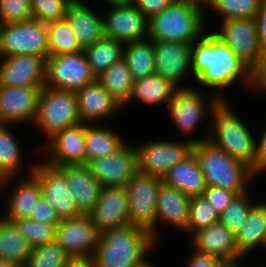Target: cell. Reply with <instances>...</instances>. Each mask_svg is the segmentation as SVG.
<instances>
[{
	"mask_svg": "<svg viewBox=\"0 0 266 267\" xmlns=\"http://www.w3.org/2000/svg\"><path fill=\"white\" fill-rule=\"evenodd\" d=\"M205 16L198 8L174 1L149 19L148 38L153 42L193 43L208 28Z\"/></svg>",
	"mask_w": 266,
	"mask_h": 267,
	"instance_id": "cell-5",
	"label": "cell"
},
{
	"mask_svg": "<svg viewBox=\"0 0 266 267\" xmlns=\"http://www.w3.org/2000/svg\"><path fill=\"white\" fill-rule=\"evenodd\" d=\"M176 87L163 77L153 74L134 81L129 101L122 107L124 109L134 100L146 106H159L166 104L168 107ZM133 100V101H132Z\"/></svg>",
	"mask_w": 266,
	"mask_h": 267,
	"instance_id": "cell-31",
	"label": "cell"
},
{
	"mask_svg": "<svg viewBox=\"0 0 266 267\" xmlns=\"http://www.w3.org/2000/svg\"><path fill=\"white\" fill-rule=\"evenodd\" d=\"M231 107L229 101H221L212 111L209 119L211 121L208 120L211 125L208 124L210 131L207 140L235 160L247 165L255 175L257 136H253L254 132Z\"/></svg>",
	"mask_w": 266,
	"mask_h": 267,
	"instance_id": "cell-3",
	"label": "cell"
},
{
	"mask_svg": "<svg viewBox=\"0 0 266 267\" xmlns=\"http://www.w3.org/2000/svg\"><path fill=\"white\" fill-rule=\"evenodd\" d=\"M41 146L48 160L45 163L53 167L66 165H86L85 123H79L57 132ZM46 148V149H45Z\"/></svg>",
	"mask_w": 266,
	"mask_h": 267,
	"instance_id": "cell-16",
	"label": "cell"
},
{
	"mask_svg": "<svg viewBox=\"0 0 266 267\" xmlns=\"http://www.w3.org/2000/svg\"><path fill=\"white\" fill-rule=\"evenodd\" d=\"M192 152L199 162L206 186H217L239 195L246 193L250 187L248 185L257 179L251 168L208 140L194 143Z\"/></svg>",
	"mask_w": 266,
	"mask_h": 267,
	"instance_id": "cell-4",
	"label": "cell"
},
{
	"mask_svg": "<svg viewBox=\"0 0 266 267\" xmlns=\"http://www.w3.org/2000/svg\"><path fill=\"white\" fill-rule=\"evenodd\" d=\"M104 1L109 7L134 4V0H104Z\"/></svg>",
	"mask_w": 266,
	"mask_h": 267,
	"instance_id": "cell-54",
	"label": "cell"
},
{
	"mask_svg": "<svg viewBox=\"0 0 266 267\" xmlns=\"http://www.w3.org/2000/svg\"><path fill=\"white\" fill-rule=\"evenodd\" d=\"M31 252L29 242L0 216V259L25 266Z\"/></svg>",
	"mask_w": 266,
	"mask_h": 267,
	"instance_id": "cell-35",
	"label": "cell"
},
{
	"mask_svg": "<svg viewBox=\"0 0 266 267\" xmlns=\"http://www.w3.org/2000/svg\"><path fill=\"white\" fill-rule=\"evenodd\" d=\"M237 194L217 186H207L203 196L220 215Z\"/></svg>",
	"mask_w": 266,
	"mask_h": 267,
	"instance_id": "cell-45",
	"label": "cell"
},
{
	"mask_svg": "<svg viewBox=\"0 0 266 267\" xmlns=\"http://www.w3.org/2000/svg\"><path fill=\"white\" fill-rule=\"evenodd\" d=\"M69 255L54 240L32 248L24 267H65Z\"/></svg>",
	"mask_w": 266,
	"mask_h": 267,
	"instance_id": "cell-42",
	"label": "cell"
},
{
	"mask_svg": "<svg viewBox=\"0 0 266 267\" xmlns=\"http://www.w3.org/2000/svg\"><path fill=\"white\" fill-rule=\"evenodd\" d=\"M0 267H24V266L0 259Z\"/></svg>",
	"mask_w": 266,
	"mask_h": 267,
	"instance_id": "cell-56",
	"label": "cell"
},
{
	"mask_svg": "<svg viewBox=\"0 0 266 267\" xmlns=\"http://www.w3.org/2000/svg\"><path fill=\"white\" fill-rule=\"evenodd\" d=\"M137 267H155V265H153L151 262H149V260H146L145 262H143L141 265H139Z\"/></svg>",
	"mask_w": 266,
	"mask_h": 267,
	"instance_id": "cell-57",
	"label": "cell"
},
{
	"mask_svg": "<svg viewBox=\"0 0 266 267\" xmlns=\"http://www.w3.org/2000/svg\"><path fill=\"white\" fill-rule=\"evenodd\" d=\"M78 114L82 123L96 124L111 118L122 107L111 94L95 80L76 91ZM115 113V114H114Z\"/></svg>",
	"mask_w": 266,
	"mask_h": 267,
	"instance_id": "cell-24",
	"label": "cell"
},
{
	"mask_svg": "<svg viewBox=\"0 0 266 267\" xmlns=\"http://www.w3.org/2000/svg\"><path fill=\"white\" fill-rule=\"evenodd\" d=\"M162 178L137 171L125 186L128 194L129 224L155 228L156 207Z\"/></svg>",
	"mask_w": 266,
	"mask_h": 267,
	"instance_id": "cell-11",
	"label": "cell"
},
{
	"mask_svg": "<svg viewBox=\"0 0 266 267\" xmlns=\"http://www.w3.org/2000/svg\"><path fill=\"white\" fill-rule=\"evenodd\" d=\"M65 175L68 188L74 196L78 210L87 215L100 197L102 185L94 178L86 165L58 167Z\"/></svg>",
	"mask_w": 266,
	"mask_h": 267,
	"instance_id": "cell-27",
	"label": "cell"
},
{
	"mask_svg": "<svg viewBox=\"0 0 266 267\" xmlns=\"http://www.w3.org/2000/svg\"><path fill=\"white\" fill-rule=\"evenodd\" d=\"M24 237L32 248L55 240L56 226L34 221L30 218L5 219Z\"/></svg>",
	"mask_w": 266,
	"mask_h": 267,
	"instance_id": "cell-39",
	"label": "cell"
},
{
	"mask_svg": "<svg viewBox=\"0 0 266 267\" xmlns=\"http://www.w3.org/2000/svg\"><path fill=\"white\" fill-rule=\"evenodd\" d=\"M244 257H240L238 259H234V260H225L220 267H246V266H242V264L240 263ZM240 263V264H239Z\"/></svg>",
	"mask_w": 266,
	"mask_h": 267,
	"instance_id": "cell-55",
	"label": "cell"
},
{
	"mask_svg": "<svg viewBox=\"0 0 266 267\" xmlns=\"http://www.w3.org/2000/svg\"><path fill=\"white\" fill-rule=\"evenodd\" d=\"M0 85L44 86L46 60L36 55H14L0 59Z\"/></svg>",
	"mask_w": 266,
	"mask_h": 267,
	"instance_id": "cell-22",
	"label": "cell"
},
{
	"mask_svg": "<svg viewBox=\"0 0 266 267\" xmlns=\"http://www.w3.org/2000/svg\"><path fill=\"white\" fill-rule=\"evenodd\" d=\"M74 0H30L32 17L42 23L65 19L70 4Z\"/></svg>",
	"mask_w": 266,
	"mask_h": 267,
	"instance_id": "cell-43",
	"label": "cell"
},
{
	"mask_svg": "<svg viewBox=\"0 0 266 267\" xmlns=\"http://www.w3.org/2000/svg\"><path fill=\"white\" fill-rule=\"evenodd\" d=\"M264 128L259 137L260 139L256 140L255 177L257 178L266 171V125H264Z\"/></svg>",
	"mask_w": 266,
	"mask_h": 267,
	"instance_id": "cell-49",
	"label": "cell"
},
{
	"mask_svg": "<svg viewBox=\"0 0 266 267\" xmlns=\"http://www.w3.org/2000/svg\"><path fill=\"white\" fill-rule=\"evenodd\" d=\"M36 55L49 57L47 24L35 19L0 25V57Z\"/></svg>",
	"mask_w": 266,
	"mask_h": 267,
	"instance_id": "cell-8",
	"label": "cell"
},
{
	"mask_svg": "<svg viewBox=\"0 0 266 267\" xmlns=\"http://www.w3.org/2000/svg\"><path fill=\"white\" fill-rule=\"evenodd\" d=\"M39 182L42 198L56 210L60 220L77 218L83 215L77 208L74 196L68 188L64 173L44 161L35 162L31 173Z\"/></svg>",
	"mask_w": 266,
	"mask_h": 267,
	"instance_id": "cell-13",
	"label": "cell"
},
{
	"mask_svg": "<svg viewBox=\"0 0 266 267\" xmlns=\"http://www.w3.org/2000/svg\"><path fill=\"white\" fill-rule=\"evenodd\" d=\"M257 23L258 37L261 48L266 49V0H263L261 8L255 16Z\"/></svg>",
	"mask_w": 266,
	"mask_h": 267,
	"instance_id": "cell-51",
	"label": "cell"
},
{
	"mask_svg": "<svg viewBox=\"0 0 266 267\" xmlns=\"http://www.w3.org/2000/svg\"><path fill=\"white\" fill-rule=\"evenodd\" d=\"M33 19L30 0H0V25Z\"/></svg>",
	"mask_w": 266,
	"mask_h": 267,
	"instance_id": "cell-44",
	"label": "cell"
},
{
	"mask_svg": "<svg viewBox=\"0 0 266 267\" xmlns=\"http://www.w3.org/2000/svg\"><path fill=\"white\" fill-rule=\"evenodd\" d=\"M47 31L49 56L73 54L82 50L79 47L77 38L66 19L48 23Z\"/></svg>",
	"mask_w": 266,
	"mask_h": 267,
	"instance_id": "cell-37",
	"label": "cell"
},
{
	"mask_svg": "<svg viewBox=\"0 0 266 267\" xmlns=\"http://www.w3.org/2000/svg\"><path fill=\"white\" fill-rule=\"evenodd\" d=\"M13 125L0 124V180L10 177L24 176V168L31 174L35 165L31 162L28 167L23 165L25 158L21 150V144L12 131L9 129ZM24 166V167H23ZM23 167V168H22Z\"/></svg>",
	"mask_w": 266,
	"mask_h": 267,
	"instance_id": "cell-30",
	"label": "cell"
},
{
	"mask_svg": "<svg viewBox=\"0 0 266 267\" xmlns=\"http://www.w3.org/2000/svg\"><path fill=\"white\" fill-rule=\"evenodd\" d=\"M221 28L211 31L252 71L262 56L255 17L221 21Z\"/></svg>",
	"mask_w": 266,
	"mask_h": 267,
	"instance_id": "cell-12",
	"label": "cell"
},
{
	"mask_svg": "<svg viewBox=\"0 0 266 267\" xmlns=\"http://www.w3.org/2000/svg\"><path fill=\"white\" fill-rule=\"evenodd\" d=\"M10 186H13V191L10 190ZM0 189L1 192L5 189V194L9 196L5 205L7 208H4L5 212L1 215L4 219L30 218L36 204L42 198L39 182L32 174L28 177L25 175L2 179Z\"/></svg>",
	"mask_w": 266,
	"mask_h": 267,
	"instance_id": "cell-21",
	"label": "cell"
},
{
	"mask_svg": "<svg viewBox=\"0 0 266 267\" xmlns=\"http://www.w3.org/2000/svg\"><path fill=\"white\" fill-rule=\"evenodd\" d=\"M191 63L198 87L200 84L201 89L212 88L222 101L229 99L221 89L236 85V81H242L247 90L252 88V70L210 29L192 43Z\"/></svg>",
	"mask_w": 266,
	"mask_h": 267,
	"instance_id": "cell-1",
	"label": "cell"
},
{
	"mask_svg": "<svg viewBox=\"0 0 266 267\" xmlns=\"http://www.w3.org/2000/svg\"><path fill=\"white\" fill-rule=\"evenodd\" d=\"M238 252L248 257L256 247H265L266 241V200L256 202L250 209L243 226L235 233Z\"/></svg>",
	"mask_w": 266,
	"mask_h": 267,
	"instance_id": "cell-29",
	"label": "cell"
},
{
	"mask_svg": "<svg viewBox=\"0 0 266 267\" xmlns=\"http://www.w3.org/2000/svg\"><path fill=\"white\" fill-rule=\"evenodd\" d=\"M201 90L202 89H200V87L197 88V86L176 89L172 100L166 108L168 109L167 112L169 113L170 121H173L174 125L178 127L177 129H179V132L182 134L184 133L182 136H185L186 139L190 140L193 144L208 139V135L202 138L199 137L198 139L193 138L195 135L194 132H197L196 129L199 128L202 121L208 118L207 116H209V118L211 117L212 111L222 101L214 92H210L208 97L204 96Z\"/></svg>",
	"mask_w": 266,
	"mask_h": 267,
	"instance_id": "cell-6",
	"label": "cell"
},
{
	"mask_svg": "<svg viewBox=\"0 0 266 267\" xmlns=\"http://www.w3.org/2000/svg\"><path fill=\"white\" fill-rule=\"evenodd\" d=\"M102 14L104 33L122 43L140 41L148 38L149 20L134 4L108 7Z\"/></svg>",
	"mask_w": 266,
	"mask_h": 267,
	"instance_id": "cell-18",
	"label": "cell"
},
{
	"mask_svg": "<svg viewBox=\"0 0 266 267\" xmlns=\"http://www.w3.org/2000/svg\"><path fill=\"white\" fill-rule=\"evenodd\" d=\"M154 44L155 74L168 80L177 89L195 87L184 83L187 79L189 80L190 76L193 77L192 43L160 41L154 42Z\"/></svg>",
	"mask_w": 266,
	"mask_h": 267,
	"instance_id": "cell-14",
	"label": "cell"
},
{
	"mask_svg": "<svg viewBox=\"0 0 266 267\" xmlns=\"http://www.w3.org/2000/svg\"><path fill=\"white\" fill-rule=\"evenodd\" d=\"M190 199L188 195L164 182L160 185L156 207L155 228L150 232L156 243L159 241V222L170 224L182 232L188 227ZM159 228V229H158Z\"/></svg>",
	"mask_w": 266,
	"mask_h": 267,
	"instance_id": "cell-23",
	"label": "cell"
},
{
	"mask_svg": "<svg viewBox=\"0 0 266 267\" xmlns=\"http://www.w3.org/2000/svg\"><path fill=\"white\" fill-rule=\"evenodd\" d=\"M100 235L88 215L61 220L55 228V241L69 256H93Z\"/></svg>",
	"mask_w": 266,
	"mask_h": 267,
	"instance_id": "cell-19",
	"label": "cell"
},
{
	"mask_svg": "<svg viewBox=\"0 0 266 267\" xmlns=\"http://www.w3.org/2000/svg\"><path fill=\"white\" fill-rule=\"evenodd\" d=\"M138 143L137 171L163 178L168 170L177 162L182 161L192 152L193 143L186 138L181 141L171 139Z\"/></svg>",
	"mask_w": 266,
	"mask_h": 267,
	"instance_id": "cell-10",
	"label": "cell"
},
{
	"mask_svg": "<svg viewBox=\"0 0 266 267\" xmlns=\"http://www.w3.org/2000/svg\"><path fill=\"white\" fill-rule=\"evenodd\" d=\"M175 0H134L135 7L149 20L170 6Z\"/></svg>",
	"mask_w": 266,
	"mask_h": 267,
	"instance_id": "cell-47",
	"label": "cell"
},
{
	"mask_svg": "<svg viewBox=\"0 0 266 267\" xmlns=\"http://www.w3.org/2000/svg\"><path fill=\"white\" fill-rule=\"evenodd\" d=\"M193 252L186 262V267H220L225 261L216 256L198 253L195 250Z\"/></svg>",
	"mask_w": 266,
	"mask_h": 267,
	"instance_id": "cell-48",
	"label": "cell"
},
{
	"mask_svg": "<svg viewBox=\"0 0 266 267\" xmlns=\"http://www.w3.org/2000/svg\"><path fill=\"white\" fill-rule=\"evenodd\" d=\"M176 2L179 3H184L186 5L198 8L199 10H201L203 13L206 14L207 17V13L206 11L209 9L210 11V7L212 4L213 0H175Z\"/></svg>",
	"mask_w": 266,
	"mask_h": 267,
	"instance_id": "cell-53",
	"label": "cell"
},
{
	"mask_svg": "<svg viewBox=\"0 0 266 267\" xmlns=\"http://www.w3.org/2000/svg\"><path fill=\"white\" fill-rule=\"evenodd\" d=\"M250 196L249 191L236 195L219 215V222L236 233L246 222L251 207L256 203V200H252Z\"/></svg>",
	"mask_w": 266,
	"mask_h": 267,
	"instance_id": "cell-41",
	"label": "cell"
},
{
	"mask_svg": "<svg viewBox=\"0 0 266 267\" xmlns=\"http://www.w3.org/2000/svg\"><path fill=\"white\" fill-rule=\"evenodd\" d=\"M162 182L177 188L189 197L203 196L207 187L199 162L193 152L174 164L162 178Z\"/></svg>",
	"mask_w": 266,
	"mask_h": 267,
	"instance_id": "cell-28",
	"label": "cell"
},
{
	"mask_svg": "<svg viewBox=\"0 0 266 267\" xmlns=\"http://www.w3.org/2000/svg\"><path fill=\"white\" fill-rule=\"evenodd\" d=\"M86 166L102 187H125L137 172L135 145L126 142L115 153L89 161Z\"/></svg>",
	"mask_w": 266,
	"mask_h": 267,
	"instance_id": "cell-15",
	"label": "cell"
},
{
	"mask_svg": "<svg viewBox=\"0 0 266 267\" xmlns=\"http://www.w3.org/2000/svg\"><path fill=\"white\" fill-rule=\"evenodd\" d=\"M44 86L10 87L0 85V124L34 123Z\"/></svg>",
	"mask_w": 266,
	"mask_h": 267,
	"instance_id": "cell-17",
	"label": "cell"
},
{
	"mask_svg": "<svg viewBox=\"0 0 266 267\" xmlns=\"http://www.w3.org/2000/svg\"><path fill=\"white\" fill-rule=\"evenodd\" d=\"M191 239L192 248L198 253L216 256L223 260L243 257L238 252L235 233L220 222L194 232Z\"/></svg>",
	"mask_w": 266,
	"mask_h": 267,
	"instance_id": "cell-25",
	"label": "cell"
},
{
	"mask_svg": "<svg viewBox=\"0 0 266 267\" xmlns=\"http://www.w3.org/2000/svg\"><path fill=\"white\" fill-rule=\"evenodd\" d=\"M155 242L149 230L137 225L105 231L93 253L95 267H137L148 259Z\"/></svg>",
	"mask_w": 266,
	"mask_h": 267,
	"instance_id": "cell-2",
	"label": "cell"
},
{
	"mask_svg": "<svg viewBox=\"0 0 266 267\" xmlns=\"http://www.w3.org/2000/svg\"><path fill=\"white\" fill-rule=\"evenodd\" d=\"M252 90L266 94V49L263 50L258 66L252 71Z\"/></svg>",
	"mask_w": 266,
	"mask_h": 267,
	"instance_id": "cell-50",
	"label": "cell"
},
{
	"mask_svg": "<svg viewBox=\"0 0 266 267\" xmlns=\"http://www.w3.org/2000/svg\"><path fill=\"white\" fill-rule=\"evenodd\" d=\"M217 222H219V214L204 196L191 197L188 227L184 234L191 236L194 232Z\"/></svg>",
	"mask_w": 266,
	"mask_h": 267,
	"instance_id": "cell-40",
	"label": "cell"
},
{
	"mask_svg": "<svg viewBox=\"0 0 266 267\" xmlns=\"http://www.w3.org/2000/svg\"><path fill=\"white\" fill-rule=\"evenodd\" d=\"M123 60L135 80L155 74V44L149 38L125 43Z\"/></svg>",
	"mask_w": 266,
	"mask_h": 267,
	"instance_id": "cell-33",
	"label": "cell"
},
{
	"mask_svg": "<svg viewBox=\"0 0 266 267\" xmlns=\"http://www.w3.org/2000/svg\"><path fill=\"white\" fill-rule=\"evenodd\" d=\"M30 219L52 226H57L61 222L54 207L44 198H41L36 204Z\"/></svg>",
	"mask_w": 266,
	"mask_h": 267,
	"instance_id": "cell-46",
	"label": "cell"
},
{
	"mask_svg": "<svg viewBox=\"0 0 266 267\" xmlns=\"http://www.w3.org/2000/svg\"><path fill=\"white\" fill-rule=\"evenodd\" d=\"M96 80L123 107L130 99L134 79L127 63L122 59L96 77Z\"/></svg>",
	"mask_w": 266,
	"mask_h": 267,
	"instance_id": "cell-34",
	"label": "cell"
},
{
	"mask_svg": "<svg viewBox=\"0 0 266 267\" xmlns=\"http://www.w3.org/2000/svg\"><path fill=\"white\" fill-rule=\"evenodd\" d=\"M81 123L78 114L76 92L52 89L44 86L41 90L38 109L33 125L45 140L57 132Z\"/></svg>",
	"mask_w": 266,
	"mask_h": 267,
	"instance_id": "cell-7",
	"label": "cell"
},
{
	"mask_svg": "<svg viewBox=\"0 0 266 267\" xmlns=\"http://www.w3.org/2000/svg\"><path fill=\"white\" fill-rule=\"evenodd\" d=\"M82 0H74L66 13L79 47L84 50L105 36L103 17Z\"/></svg>",
	"mask_w": 266,
	"mask_h": 267,
	"instance_id": "cell-26",
	"label": "cell"
},
{
	"mask_svg": "<svg viewBox=\"0 0 266 267\" xmlns=\"http://www.w3.org/2000/svg\"><path fill=\"white\" fill-rule=\"evenodd\" d=\"M87 215L101 234L129 225L126 188L103 187L94 208Z\"/></svg>",
	"mask_w": 266,
	"mask_h": 267,
	"instance_id": "cell-20",
	"label": "cell"
},
{
	"mask_svg": "<svg viewBox=\"0 0 266 267\" xmlns=\"http://www.w3.org/2000/svg\"><path fill=\"white\" fill-rule=\"evenodd\" d=\"M65 267H95L93 256L75 255L68 256Z\"/></svg>",
	"mask_w": 266,
	"mask_h": 267,
	"instance_id": "cell-52",
	"label": "cell"
},
{
	"mask_svg": "<svg viewBox=\"0 0 266 267\" xmlns=\"http://www.w3.org/2000/svg\"><path fill=\"white\" fill-rule=\"evenodd\" d=\"M124 45L122 42L104 36L83 50L95 77L123 59Z\"/></svg>",
	"mask_w": 266,
	"mask_h": 267,
	"instance_id": "cell-36",
	"label": "cell"
},
{
	"mask_svg": "<svg viewBox=\"0 0 266 267\" xmlns=\"http://www.w3.org/2000/svg\"><path fill=\"white\" fill-rule=\"evenodd\" d=\"M95 80L83 50L73 54L50 55L46 59L44 86L76 92Z\"/></svg>",
	"mask_w": 266,
	"mask_h": 267,
	"instance_id": "cell-9",
	"label": "cell"
},
{
	"mask_svg": "<svg viewBox=\"0 0 266 267\" xmlns=\"http://www.w3.org/2000/svg\"><path fill=\"white\" fill-rule=\"evenodd\" d=\"M105 127L106 125L85 123L86 164L115 153L126 143L118 131Z\"/></svg>",
	"mask_w": 266,
	"mask_h": 267,
	"instance_id": "cell-32",
	"label": "cell"
},
{
	"mask_svg": "<svg viewBox=\"0 0 266 267\" xmlns=\"http://www.w3.org/2000/svg\"><path fill=\"white\" fill-rule=\"evenodd\" d=\"M263 0H213L211 11L222 21L255 17Z\"/></svg>",
	"mask_w": 266,
	"mask_h": 267,
	"instance_id": "cell-38",
	"label": "cell"
}]
</instances>
